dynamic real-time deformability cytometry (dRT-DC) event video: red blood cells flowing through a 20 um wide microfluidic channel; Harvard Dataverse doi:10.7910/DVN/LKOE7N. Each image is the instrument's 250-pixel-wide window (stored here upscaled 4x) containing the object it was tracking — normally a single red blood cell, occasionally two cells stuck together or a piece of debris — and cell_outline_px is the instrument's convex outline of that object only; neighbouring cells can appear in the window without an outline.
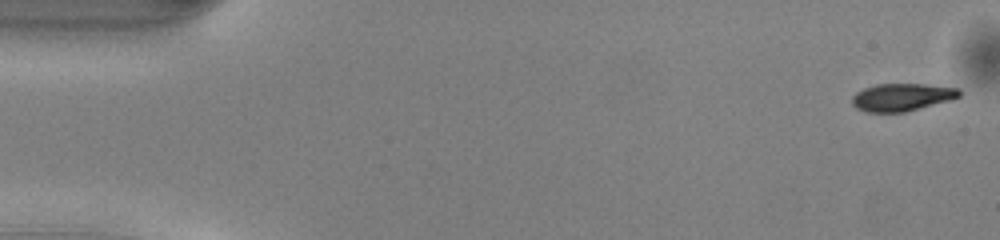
{"species": "common noctule bat (a hibernating species)", "species_latin": "Nyctalus noctula", "temperature_condition": "warm", "stored_images_in_passage": 50, "camera_frame_rate_fps": 3000, "um_per_image_px": 0.085, "animal": {"sex": "male", "body_mass_g": 13.0, "forearm_length_mm": 53.1}, "frame": {"image": 1, "passage_image": 1, "time_ms": 0.0, "image_size_px": [1000, 240], "cell_outline_px": [[960, 96], [952, 100], [904, 112], [864, 112], [856, 108], [852, 104], [852, 96], [856, 92], [864, 88], [876, 84], [924, 84], [956, 88], [960, 92]], "centroid_in_image_um": [76.63, 8.26], "position_along_channel_um": 8.4, "area_um2": 17.22}}
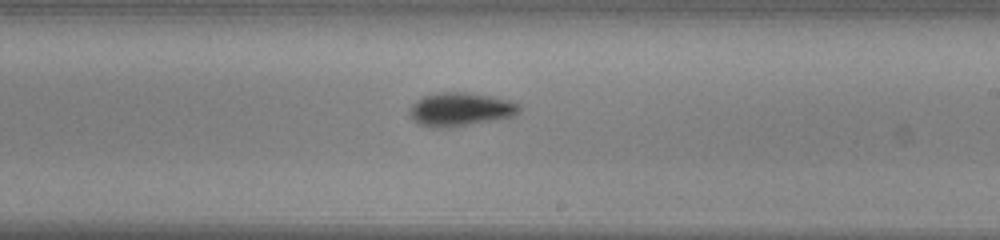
{"frame": {"image": 2, "passage_image": 29, "time_ms": 9.333, "image_size_px": [1000, 240], "cell_outline_px": [[520, 112], [512, 116], [496, 120], [448, 128], [428, 128], [412, 120], [408, 112], [412, 104], [416, 100], [424, 96], [436, 92], [464, 92], [488, 96], [508, 100], [520, 104]], "centroid_in_image_um": [39.09, 9.31], "position_along_channel_um": 249.9, "area_um2": 21.62}}
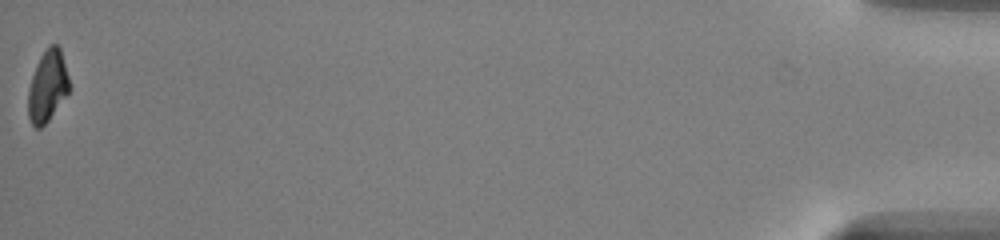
{"frame": {"image": 3, "passage_image": 50, "time_ms": 16.333, "image_size_px": [1000, 240], "cell_outline_px": [[72, 88], [48, 120], [40, 128], [36, 128], [32, 124], [28, 116], [28, 88], [32, 76], [40, 56], [48, 44], [56, 44], [60, 48]], "centroid_in_image_um": [4.05, 7.3], "position_along_channel_um": 431.1, "area_um2": 17.17}, "authors_computed_cell_mechanics": {"area_um2": 19.1318, "velocity_mm_per_s": 4.0843, "shape_relaxation_time_tau1_ms": 1.9718, "shape_relaxation_time_tau2_ms": null, "deformation_change_tau1": 0.1527, "deformation_change_tau2": null}}